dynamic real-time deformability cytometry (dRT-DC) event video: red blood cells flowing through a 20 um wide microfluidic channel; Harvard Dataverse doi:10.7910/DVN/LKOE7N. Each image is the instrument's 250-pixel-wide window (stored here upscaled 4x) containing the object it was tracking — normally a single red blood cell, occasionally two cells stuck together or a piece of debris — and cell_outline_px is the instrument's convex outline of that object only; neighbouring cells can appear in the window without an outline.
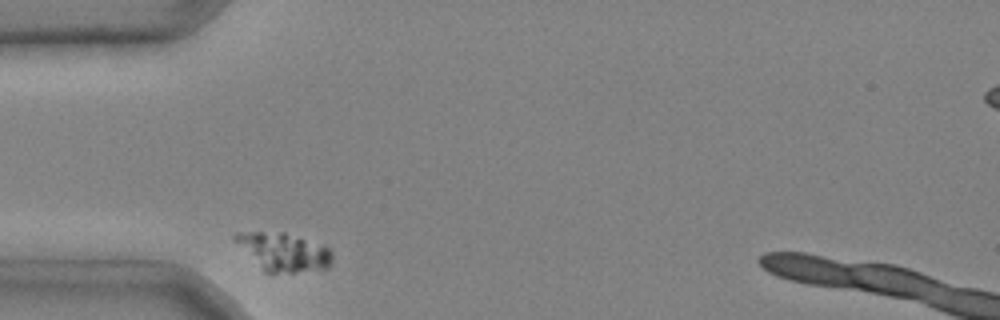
{"species": "common noctule bat (a hibernating species)", "species_latin": "Nyctalus noctula", "temperature_condition": "cold", "stored_images_in_passage": 3, "camera_frame_rate_fps": 3000, "um_per_image_px": 0.085, "animal": {"sex": "male", "body_mass_g": 20.4}, "frame": {"image": 1, "passage_image": 1, "time_ms": 0.0, "image_size_px": [1000, 320], "cell_outline_px": [[332, 260], [328, 268], [296, 272], [264, 272], [232, 240], [232, 236], [236, 232], [284, 232], [328, 248], [332, 252]], "centroid_in_image_um": [24.03, 21.41], "position_along_channel_um": 61.0, "area_um2": 21.39}}
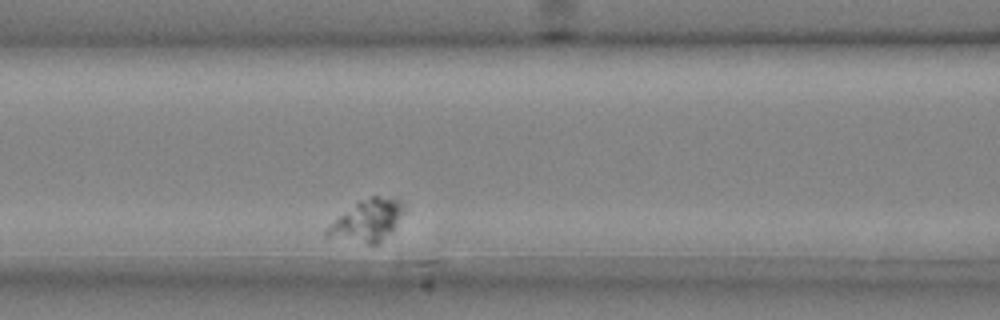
{"frame": {"image": 2, "passage_image": 3, "time_ms": 0.667, "image_size_px": [1000, 320], "cell_outline_px": [[404, 208], [392, 232], [376, 244], [368, 244], [324, 236], [324, 228], [328, 224], [356, 204], [372, 196], [400, 196], [404, 204]], "centroid_in_image_um": [31.23, 18.73], "position_along_channel_um": 135.4, "area_um2": 18.61}}